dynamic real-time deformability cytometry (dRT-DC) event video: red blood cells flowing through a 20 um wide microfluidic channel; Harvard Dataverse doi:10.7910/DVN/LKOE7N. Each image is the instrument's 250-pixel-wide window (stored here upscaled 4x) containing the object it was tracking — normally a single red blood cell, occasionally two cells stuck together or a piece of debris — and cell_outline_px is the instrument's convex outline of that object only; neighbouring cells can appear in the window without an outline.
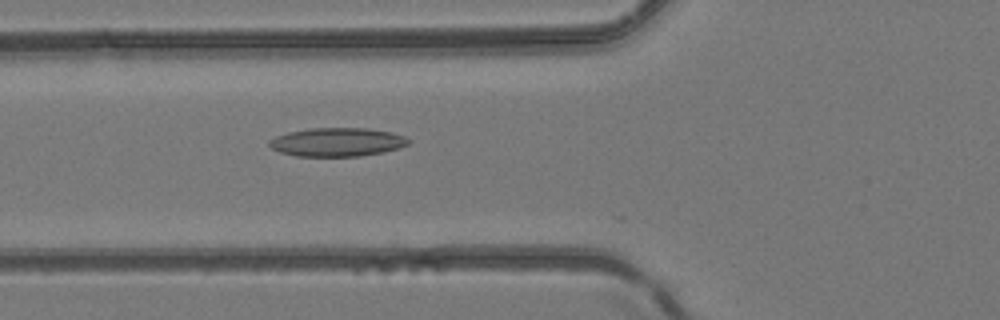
{"species": "common noctule bat (a hibernating species)", "species_latin": "Nyctalus noctula", "temperature_condition": "room temperature", "stored_images_in_passage": 19, "camera_frame_rate_fps": 3000, "um_per_image_px": 0.085, "animal": {"sex": "female", "body_mass_g": 24.6, "forearm_length_mm": 56.2}, "frame": {"image": 1, "passage_image": 13, "time_ms": 4.0, "image_size_px": [1000, 320], "cell_outline_px": [[412, 140], [408, 144], [400, 148], [384, 152], [360, 156], [296, 156], [280, 152], [272, 148], [268, 144], [268, 140], [276, 136], [288, 132], [312, 128], [368, 128], [392, 132], [404, 136]], "centroid_in_image_um": [28.68, 12.07], "position_along_channel_um": 97.1, "area_um2": 23.35}}
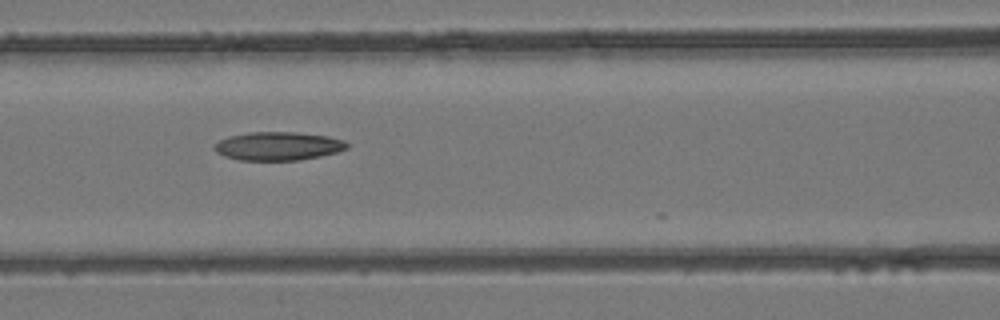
{"frame": {"image": 2, "passage_image": 16, "time_ms": 5.0, "image_size_px": [1000, 320], "cell_outline_px": [[348, 148], [336, 152], [320, 156], [300, 160], [240, 160], [224, 156], [216, 152], [212, 148], [220, 140], [228, 136], [248, 132], [296, 132], [328, 136], [344, 140], [348, 144]], "centroid_in_image_um": [23.63, 12.41], "position_along_channel_um": 143.0, "area_um2": 22.02}}
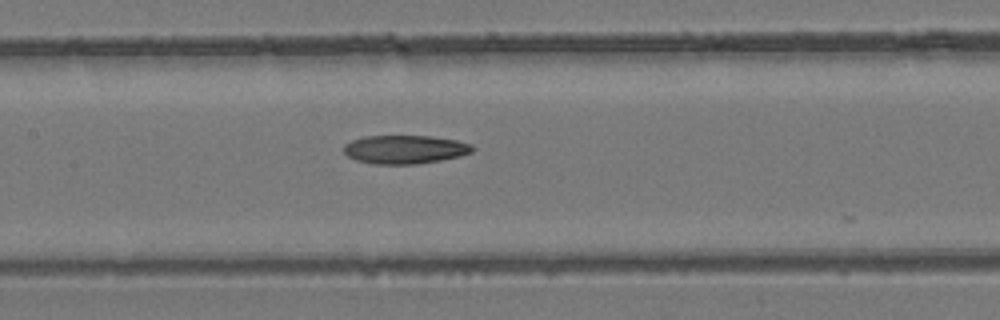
{"frame": {"image": 3, "passage_image": 18, "time_ms": 5.667, "image_size_px": [1000, 320], "cell_outline_px": [[476, 148], [472, 152], [460, 156], [440, 160], [416, 164], [372, 164], [356, 160], [348, 156], [344, 152], [344, 144], [352, 140], [364, 136], [428, 136], [456, 140], [472, 144]], "centroid_in_image_um": [34.42, 12.7], "position_along_channel_um": 173.0, "area_um2": 21.44}}